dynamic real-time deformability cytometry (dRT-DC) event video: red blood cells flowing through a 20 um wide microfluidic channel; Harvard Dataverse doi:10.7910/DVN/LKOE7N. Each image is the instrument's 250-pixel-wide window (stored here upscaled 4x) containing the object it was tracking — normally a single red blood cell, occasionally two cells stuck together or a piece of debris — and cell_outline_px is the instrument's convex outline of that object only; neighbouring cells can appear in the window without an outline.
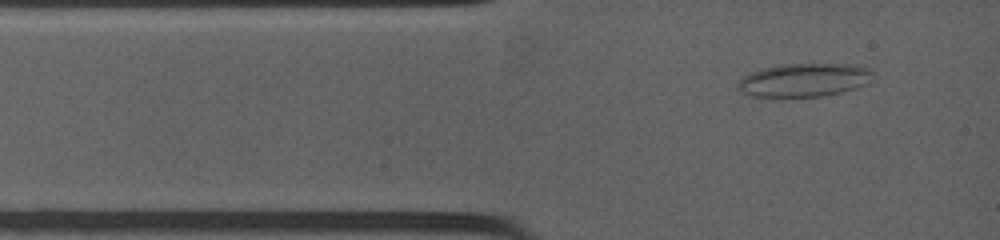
{"species": "common noctule bat (a hibernating species)", "species_latin": "Nyctalus noctula", "temperature_condition": "warm", "stored_images_in_passage": 4, "camera_frame_rate_fps": 4500, "um_per_image_px": 0.085, "animal": {"sex": "female", "body_mass_g": 19.0, "forearm_length_mm": 53.3}, "frame": {"image": 1, "passage_image": 1, "time_ms": 0.0, "image_size_px": [1000, 240], "cell_outline_px": [[872, 72], [864, 84], [840, 92], [820, 96], [752, 96], [744, 92], [736, 84], [744, 76], [760, 68], [780, 64], [852, 64], [872, 68]], "centroid_in_image_um": [68.32, 6.77], "position_along_channel_um": 16.7, "area_um2": 25.72}}
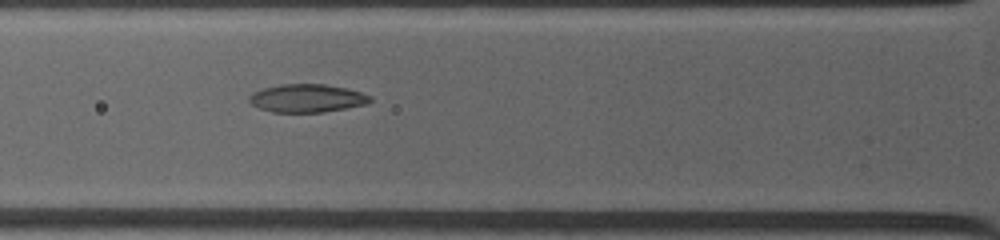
{"frame": {"image": 2, "passage_image": 4, "time_ms": 2.667, "image_size_px": [1000, 240], "cell_outline_px": [[372, 100], [364, 104], [324, 112], [272, 112], [260, 108], [252, 104], [248, 100], [248, 96], [252, 92], [264, 88], [280, 84], [324, 84], [348, 88], [372, 96]], "centroid_in_image_um": [26.07, 8.34], "position_along_channel_um": 99.7, "area_um2": 19.77}}